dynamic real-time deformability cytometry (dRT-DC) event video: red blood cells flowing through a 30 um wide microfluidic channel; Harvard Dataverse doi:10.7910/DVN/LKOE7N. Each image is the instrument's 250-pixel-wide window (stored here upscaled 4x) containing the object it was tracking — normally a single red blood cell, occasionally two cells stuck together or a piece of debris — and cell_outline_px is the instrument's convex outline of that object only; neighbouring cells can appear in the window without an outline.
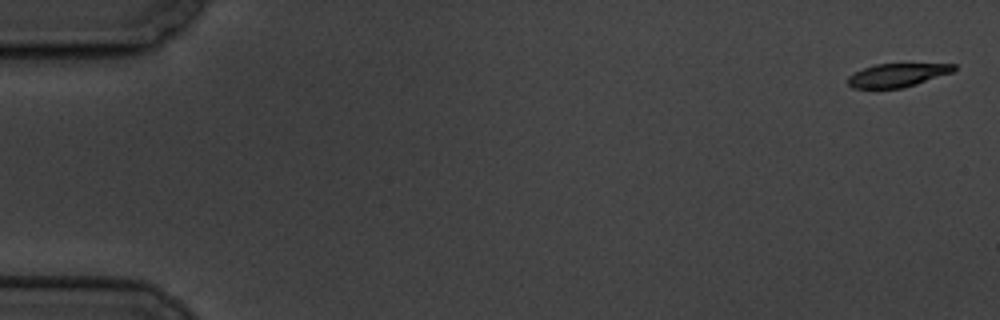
{"species": "common noctule bat (a hibernating species)", "species_latin": "Nyctalus noctula", "temperature_condition": "cold", "stored_images_in_passage": 7, "segment_of_instrument_passage": [1, 2], "camera_frame_rate_fps": 3000, "um_per_image_px": 0.085, "animal": {"sex": "male", "body_mass_g": 19.5, "forearm_length_mm": 54.6}, "frame": {"image": 1, "passage_image": 1, "time_ms": 0.0, "image_size_px": [1000, 320], "cell_outline_px": [[956, 68], [952, 72], [904, 88], [852, 88], [848, 84], [848, 76], [864, 68], [876, 64], [956, 64]], "centroid_in_image_um": [76.26, 6.39], "position_along_channel_um": 8.7, "area_um2": 14.28}}
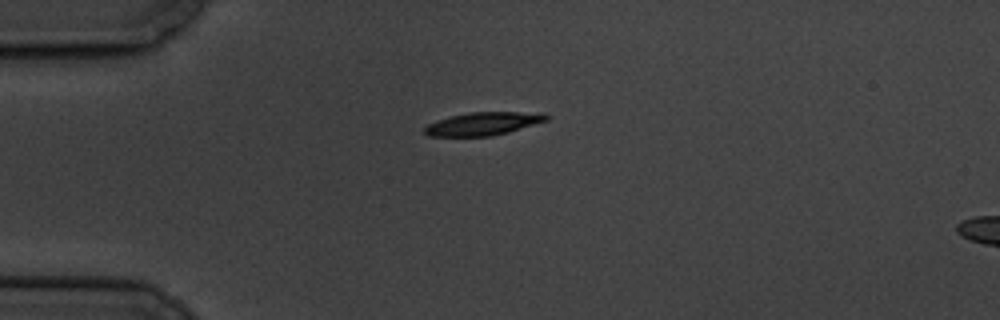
{"frame": {"image": 2, "passage_image": 5, "time_ms": 4.667, "image_size_px": [1000, 320], "cell_outline_px": [[548, 120], [508, 132], [492, 136], [428, 136], [424, 132], [424, 128], [428, 124], [436, 120], [468, 112], [544, 112], [548, 116]], "centroid_in_image_um": [41.08, 10.51], "position_along_channel_um": 43.9, "area_um2": 16.36}}